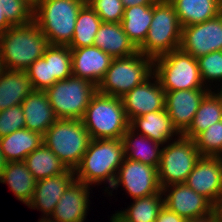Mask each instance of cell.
<instances>
[{
    "label": "cell",
    "instance_id": "836d02e7",
    "mask_svg": "<svg viewBox=\"0 0 222 222\" xmlns=\"http://www.w3.org/2000/svg\"><path fill=\"white\" fill-rule=\"evenodd\" d=\"M25 72L34 91H45L56 82L51 76L50 46L46 49L43 57L34 61Z\"/></svg>",
    "mask_w": 222,
    "mask_h": 222
},
{
    "label": "cell",
    "instance_id": "8d00e7d4",
    "mask_svg": "<svg viewBox=\"0 0 222 222\" xmlns=\"http://www.w3.org/2000/svg\"><path fill=\"white\" fill-rule=\"evenodd\" d=\"M197 61L203 84L210 90L213 89L210 83L222 81V51H213L199 57Z\"/></svg>",
    "mask_w": 222,
    "mask_h": 222
},
{
    "label": "cell",
    "instance_id": "ac0fdd59",
    "mask_svg": "<svg viewBox=\"0 0 222 222\" xmlns=\"http://www.w3.org/2000/svg\"><path fill=\"white\" fill-rule=\"evenodd\" d=\"M72 75L99 85L110 67L112 57L97 46L71 49Z\"/></svg>",
    "mask_w": 222,
    "mask_h": 222
},
{
    "label": "cell",
    "instance_id": "ba28073f",
    "mask_svg": "<svg viewBox=\"0 0 222 222\" xmlns=\"http://www.w3.org/2000/svg\"><path fill=\"white\" fill-rule=\"evenodd\" d=\"M44 92L58 119L82 120L89 102L98 92V87L72 75L55 82Z\"/></svg>",
    "mask_w": 222,
    "mask_h": 222
},
{
    "label": "cell",
    "instance_id": "4fadbf2b",
    "mask_svg": "<svg viewBox=\"0 0 222 222\" xmlns=\"http://www.w3.org/2000/svg\"><path fill=\"white\" fill-rule=\"evenodd\" d=\"M185 183L215 206L222 200V157L201 156Z\"/></svg>",
    "mask_w": 222,
    "mask_h": 222
},
{
    "label": "cell",
    "instance_id": "5b68a950",
    "mask_svg": "<svg viewBox=\"0 0 222 222\" xmlns=\"http://www.w3.org/2000/svg\"><path fill=\"white\" fill-rule=\"evenodd\" d=\"M182 27L174 7L168 0L153 4V18L145 41L138 52L153 59L180 48Z\"/></svg>",
    "mask_w": 222,
    "mask_h": 222
},
{
    "label": "cell",
    "instance_id": "ab89813d",
    "mask_svg": "<svg viewBox=\"0 0 222 222\" xmlns=\"http://www.w3.org/2000/svg\"><path fill=\"white\" fill-rule=\"evenodd\" d=\"M186 219L170 211L166 206L160 210L155 222H185Z\"/></svg>",
    "mask_w": 222,
    "mask_h": 222
},
{
    "label": "cell",
    "instance_id": "f546056e",
    "mask_svg": "<svg viewBox=\"0 0 222 222\" xmlns=\"http://www.w3.org/2000/svg\"><path fill=\"white\" fill-rule=\"evenodd\" d=\"M222 120V104L210 91L201 101L189 128L182 134L194 140L209 126Z\"/></svg>",
    "mask_w": 222,
    "mask_h": 222
},
{
    "label": "cell",
    "instance_id": "74e56055",
    "mask_svg": "<svg viewBox=\"0 0 222 222\" xmlns=\"http://www.w3.org/2000/svg\"><path fill=\"white\" fill-rule=\"evenodd\" d=\"M102 22L121 23L125 7L121 0H87Z\"/></svg>",
    "mask_w": 222,
    "mask_h": 222
},
{
    "label": "cell",
    "instance_id": "4316f807",
    "mask_svg": "<svg viewBox=\"0 0 222 222\" xmlns=\"http://www.w3.org/2000/svg\"><path fill=\"white\" fill-rule=\"evenodd\" d=\"M36 182L24 161L7 162L0 175V183L8 184L14 196L26 205L34 196Z\"/></svg>",
    "mask_w": 222,
    "mask_h": 222
},
{
    "label": "cell",
    "instance_id": "8fae6325",
    "mask_svg": "<svg viewBox=\"0 0 222 222\" xmlns=\"http://www.w3.org/2000/svg\"><path fill=\"white\" fill-rule=\"evenodd\" d=\"M122 186L132 199L147 197L162 191L158 180V169L124 158L118 169L115 181L111 186L112 191H107L112 196L113 190Z\"/></svg>",
    "mask_w": 222,
    "mask_h": 222
},
{
    "label": "cell",
    "instance_id": "c3c4849f",
    "mask_svg": "<svg viewBox=\"0 0 222 222\" xmlns=\"http://www.w3.org/2000/svg\"><path fill=\"white\" fill-rule=\"evenodd\" d=\"M27 1H29L34 6L38 0H27Z\"/></svg>",
    "mask_w": 222,
    "mask_h": 222
},
{
    "label": "cell",
    "instance_id": "ee69618b",
    "mask_svg": "<svg viewBox=\"0 0 222 222\" xmlns=\"http://www.w3.org/2000/svg\"><path fill=\"white\" fill-rule=\"evenodd\" d=\"M214 210L219 217V222H222V200L214 206Z\"/></svg>",
    "mask_w": 222,
    "mask_h": 222
},
{
    "label": "cell",
    "instance_id": "f1b7e54d",
    "mask_svg": "<svg viewBox=\"0 0 222 222\" xmlns=\"http://www.w3.org/2000/svg\"><path fill=\"white\" fill-rule=\"evenodd\" d=\"M24 162L36 181L60 175L69 170L44 143L30 153Z\"/></svg>",
    "mask_w": 222,
    "mask_h": 222
},
{
    "label": "cell",
    "instance_id": "ffe728a7",
    "mask_svg": "<svg viewBox=\"0 0 222 222\" xmlns=\"http://www.w3.org/2000/svg\"><path fill=\"white\" fill-rule=\"evenodd\" d=\"M21 107L25 116V128L44 135L58 120L44 91H32Z\"/></svg>",
    "mask_w": 222,
    "mask_h": 222
},
{
    "label": "cell",
    "instance_id": "83f0119b",
    "mask_svg": "<svg viewBox=\"0 0 222 222\" xmlns=\"http://www.w3.org/2000/svg\"><path fill=\"white\" fill-rule=\"evenodd\" d=\"M153 18V5H135L125 8L121 21L124 32L138 48L147 36Z\"/></svg>",
    "mask_w": 222,
    "mask_h": 222
},
{
    "label": "cell",
    "instance_id": "cb8c5ba5",
    "mask_svg": "<svg viewBox=\"0 0 222 222\" xmlns=\"http://www.w3.org/2000/svg\"><path fill=\"white\" fill-rule=\"evenodd\" d=\"M181 27L199 24L222 13V0H168Z\"/></svg>",
    "mask_w": 222,
    "mask_h": 222
},
{
    "label": "cell",
    "instance_id": "f6af8a7d",
    "mask_svg": "<svg viewBox=\"0 0 222 222\" xmlns=\"http://www.w3.org/2000/svg\"><path fill=\"white\" fill-rule=\"evenodd\" d=\"M6 165H7V161H6L4 154L2 153L1 148H0V175H1L2 171L6 168Z\"/></svg>",
    "mask_w": 222,
    "mask_h": 222
},
{
    "label": "cell",
    "instance_id": "2e32d148",
    "mask_svg": "<svg viewBox=\"0 0 222 222\" xmlns=\"http://www.w3.org/2000/svg\"><path fill=\"white\" fill-rule=\"evenodd\" d=\"M209 88L165 91V110L173 126L182 135L191 125Z\"/></svg>",
    "mask_w": 222,
    "mask_h": 222
},
{
    "label": "cell",
    "instance_id": "9c48e42d",
    "mask_svg": "<svg viewBox=\"0 0 222 222\" xmlns=\"http://www.w3.org/2000/svg\"><path fill=\"white\" fill-rule=\"evenodd\" d=\"M154 74L164 91L208 88L201 80L197 59L180 48L155 58Z\"/></svg>",
    "mask_w": 222,
    "mask_h": 222
},
{
    "label": "cell",
    "instance_id": "3957f363",
    "mask_svg": "<svg viewBox=\"0 0 222 222\" xmlns=\"http://www.w3.org/2000/svg\"><path fill=\"white\" fill-rule=\"evenodd\" d=\"M87 0H38L33 21L50 45L68 46L75 31L76 19Z\"/></svg>",
    "mask_w": 222,
    "mask_h": 222
},
{
    "label": "cell",
    "instance_id": "e575fe53",
    "mask_svg": "<svg viewBox=\"0 0 222 222\" xmlns=\"http://www.w3.org/2000/svg\"><path fill=\"white\" fill-rule=\"evenodd\" d=\"M194 141L201 156L222 157V120L209 126Z\"/></svg>",
    "mask_w": 222,
    "mask_h": 222
},
{
    "label": "cell",
    "instance_id": "60d3db41",
    "mask_svg": "<svg viewBox=\"0 0 222 222\" xmlns=\"http://www.w3.org/2000/svg\"><path fill=\"white\" fill-rule=\"evenodd\" d=\"M185 222H219V217L216 214V211L213 210L212 212L208 213L207 215L196 217L193 219H186Z\"/></svg>",
    "mask_w": 222,
    "mask_h": 222
},
{
    "label": "cell",
    "instance_id": "44dd1931",
    "mask_svg": "<svg viewBox=\"0 0 222 222\" xmlns=\"http://www.w3.org/2000/svg\"><path fill=\"white\" fill-rule=\"evenodd\" d=\"M130 128L161 145L174 140V136L181 135L173 126L165 109L135 117L130 121Z\"/></svg>",
    "mask_w": 222,
    "mask_h": 222
},
{
    "label": "cell",
    "instance_id": "30bf717a",
    "mask_svg": "<svg viewBox=\"0 0 222 222\" xmlns=\"http://www.w3.org/2000/svg\"><path fill=\"white\" fill-rule=\"evenodd\" d=\"M201 157L195 141L183 135L162 147L158 167L161 188L175 183H185L197 160Z\"/></svg>",
    "mask_w": 222,
    "mask_h": 222
},
{
    "label": "cell",
    "instance_id": "6da1fadb",
    "mask_svg": "<svg viewBox=\"0 0 222 222\" xmlns=\"http://www.w3.org/2000/svg\"><path fill=\"white\" fill-rule=\"evenodd\" d=\"M49 46L48 39L34 21L12 26L0 34V67L25 71L34 61L43 57Z\"/></svg>",
    "mask_w": 222,
    "mask_h": 222
},
{
    "label": "cell",
    "instance_id": "e0dca14e",
    "mask_svg": "<svg viewBox=\"0 0 222 222\" xmlns=\"http://www.w3.org/2000/svg\"><path fill=\"white\" fill-rule=\"evenodd\" d=\"M90 186L74 180L56 204L50 219L53 222H84L89 209Z\"/></svg>",
    "mask_w": 222,
    "mask_h": 222
},
{
    "label": "cell",
    "instance_id": "7dc6e473",
    "mask_svg": "<svg viewBox=\"0 0 222 222\" xmlns=\"http://www.w3.org/2000/svg\"><path fill=\"white\" fill-rule=\"evenodd\" d=\"M38 222H53L50 218H40Z\"/></svg>",
    "mask_w": 222,
    "mask_h": 222
},
{
    "label": "cell",
    "instance_id": "7a4b0ae2",
    "mask_svg": "<svg viewBox=\"0 0 222 222\" xmlns=\"http://www.w3.org/2000/svg\"><path fill=\"white\" fill-rule=\"evenodd\" d=\"M124 158L122 139H91L81 163L75 169V178L89 186L106 182L108 187L104 191L107 192Z\"/></svg>",
    "mask_w": 222,
    "mask_h": 222
},
{
    "label": "cell",
    "instance_id": "603a6c76",
    "mask_svg": "<svg viewBox=\"0 0 222 222\" xmlns=\"http://www.w3.org/2000/svg\"><path fill=\"white\" fill-rule=\"evenodd\" d=\"M33 91L25 71L0 68V112L21 105Z\"/></svg>",
    "mask_w": 222,
    "mask_h": 222
},
{
    "label": "cell",
    "instance_id": "7402d4cb",
    "mask_svg": "<svg viewBox=\"0 0 222 222\" xmlns=\"http://www.w3.org/2000/svg\"><path fill=\"white\" fill-rule=\"evenodd\" d=\"M94 46L112 58L127 57L138 52L121 23L102 22L95 35Z\"/></svg>",
    "mask_w": 222,
    "mask_h": 222
},
{
    "label": "cell",
    "instance_id": "52a82bcc",
    "mask_svg": "<svg viewBox=\"0 0 222 222\" xmlns=\"http://www.w3.org/2000/svg\"><path fill=\"white\" fill-rule=\"evenodd\" d=\"M90 140L82 120L75 119H58L43 135V143L72 170L81 163Z\"/></svg>",
    "mask_w": 222,
    "mask_h": 222
},
{
    "label": "cell",
    "instance_id": "bcb514c9",
    "mask_svg": "<svg viewBox=\"0 0 222 222\" xmlns=\"http://www.w3.org/2000/svg\"><path fill=\"white\" fill-rule=\"evenodd\" d=\"M221 84H218L221 85L220 88L218 87L217 89V92L215 91H212L211 92L214 94V96L220 101V103L222 104V81L220 82Z\"/></svg>",
    "mask_w": 222,
    "mask_h": 222
},
{
    "label": "cell",
    "instance_id": "5bb4252c",
    "mask_svg": "<svg viewBox=\"0 0 222 222\" xmlns=\"http://www.w3.org/2000/svg\"><path fill=\"white\" fill-rule=\"evenodd\" d=\"M121 100L129 121L165 109V91L154 73L121 97Z\"/></svg>",
    "mask_w": 222,
    "mask_h": 222
},
{
    "label": "cell",
    "instance_id": "9a60e30c",
    "mask_svg": "<svg viewBox=\"0 0 222 222\" xmlns=\"http://www.w3.org/2000/svg\"><path fill=\"white\" fill-rule=\"evenodd\" d=\"M164 206L185 219L207 215L214 210V205L198 194L186 183L170 184L162 188Z\"/></svg>",
    "mask_w": 222,
    "mask_h": 222
},
{
    "label": "cell",
    "instance_id": "d590c367",
    "mask_svg": "<svg viewBox=\"0 0 222 222\" xmlns=\"http://www.w3.org/2000/svg\"><path fill=\"white\" fill-rule=\"evenodd\" d=\"M50 69L56 82L72 76L71 49L68 46L50 45Z\"/></svg>",
    "mask_w": 222,
    "mask_h": 222
},
{
    "label": "cell",
    "instance_id": "4dcf8cb0",
    "mask_svg": "<svg viewBox=\"0 0 222 222\" xmlns=\"http://www.w3.org/2000/svg\"><path fill=\"white\" fill-rule=\"evenodd\" d=\"M102 20L97 13L86 3L76 19L75 31L72 41L68 45L70 49L82 48L94 45L95 35L99 30Z\"/></svg>",
    "mask_w": 222,
    "mask_h": 222
},
{
    "label": "cell",
    "instance_id": "277c9868",
    "mask_svg": "<svg viewBox=\"0 0 222 222\" xmlns=\"http://www.w3.org/2000/svg\"><path fill=\"white\" fill-rule=\"evenodd\" d=\"M82 122L91 139H122L130 127L121 98L99 92L89 102Z\"/></svg>",
    "mask_w": 222,
    "mask_h": 222
},
{
    "label": "cell",
    "instance_id": "1f68e13d",
    "mask_svg": "<svg viewBox=\"0 0 222 222\" xmlns=\"http://www.w3.org/2000/svg\"><path fill=\"white\" fill-rule=\"evenodd\" d=\"M34 6L27 0H0V34L33 21Z\"/></svg>",
    "mask_w": 222,
    "mask_h": 222
},
{
    "label": "cell",
    "instance_id": "d6986e66",
    "mask_svg": "<svg viewBox=\"0 0 222 222\" xmlns=\"http://www.w3.org/2000/svg\"><path fill=\"white\" fill-rule=\"evenodd\" d=\"M75 179V170L69 169L60 175L38 180L28 208L40 210L43 218H50L59 199Z\"/></svg>",
    "mask_w": 222,
    "mask_h": 222
},
{
    "label": "cell",
    "instance_id": "8992f818",
    "mask_svg": "<svg viewBox=\"0 0 222 222\" xmlns=\"http://www.w3.org/2000/svg\"><path fill=\"white\" fill-rule=\"evenodd\" d=\"M154 73V59L140 52L127 57L113 58L98 92L123 97L134 87L143 83Z\"/></svg>",
    "mask_w": 222,
    "mask_h": 222
},
{
    "label": "cell",
    "instance_id": "484cf974",
    "mask_svg": "<svg viewBox=\"0 0 222 222\" xmlns=\"http://www.w3.org/2000/svg\"><path fill=\"white\" fill-rule=\"evenodd\" d=\"M43 144V135L27 128L0 137V148L7 162L24 161Z\"/></svg>",
    "mask_w": 222,
    "mask_h": 222
},
{
    "label": "cell",
    "instance_id": "d6a6232c",
    "mask_svg": "<svg viewBox=\"0 0 222 222\" xmlns=\"http://www.w3.org/2000/svg\"><path fill=\"white\" fill-rule=\"evenodd\" d=\"M164 206L163 192L147 197L133 199V203L125 210L118 211L130 222H155Z\"/></svg>",
    "mask_w": 222,
    "mask_h": 222
},
{
    "label": "cell",
    "instance_id": "7c38bea8",
    "mask_svg": "<svg viewBox=\"0 0 222 222\" xmlns=\"http://www.w3.org/2000/svg\"><path fill=\"white\" fill-rule=\"evenodd\" d=\"M180 49L195 59L222 51V13L205 22L182 27Z\"/></svg>",
    "mask_w": 222,
    "mask_h": 222
},
{
    "label": "cell",
    "instance_id": "7bdbcfd3",
    "mask_svg": "<svg viewBox=\"0 0 222 222\" xmlns=\"http://www.w3.org/2000/svg\"><path fill=\"white\" fill-rule=\"evenodd\" d=\"M110 222H130L124 218L118 211H116L110 218Z\"/></svg>",
    "mask_w": 222,
    "mask_h": 222
},
{
    "label": "cell",
    "instance_id": "b9f144b4",
    "mask_svg": "<svg viewBox=\"0 0 222 222\" xmlns=\"http://www.w3.org/2000/svg\"><path fill=\"white\" fill-rule=\"evenodd\" d=\"M157 0H121L124 7H133L135 5H153Z\"/></svg>",
    "mask_w": 222,
    "mask_h": 222
},
{
    "label": "cell",
    "instance_id": "f35d334b",
    "mask_svg": "<svg viewBox=\"0 0 222 222\" xmlns=\"http://www.w3.org/2000/svg\"><path fill=\"white\" fill-rule=\"evenodd\" d=\"M25 128V116L21 105L0 112V137Z\"/></svg>",
    "mask_w": 222,
    "mask_h": 222
},
{
    "label": "cell",
    "instance_id": "d4e9b609",
    "mask_svg": "<svg viewBox=\"0 0 222 222\" xmlns=\"http://www.w3.org/2000/svg\"><path fill=\"white\" fill-rule=\"evenodd\" d=\"M122 141L125 158L139 161L158 169L163 145L144 135L136 134V131L132 130L130 127L123 134Z\"/></svg>",
    "mask_w": 222,
    "mask_h": 222
}]
</instances>
